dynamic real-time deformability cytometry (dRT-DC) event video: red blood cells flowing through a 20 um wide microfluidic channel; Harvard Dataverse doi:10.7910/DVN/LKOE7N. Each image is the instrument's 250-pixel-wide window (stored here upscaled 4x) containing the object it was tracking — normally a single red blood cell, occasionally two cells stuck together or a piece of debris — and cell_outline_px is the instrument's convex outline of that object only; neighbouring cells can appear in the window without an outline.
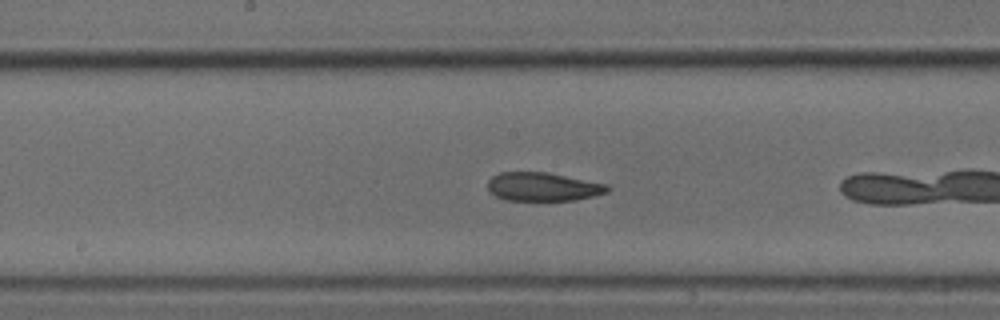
{"species": "common noctule bat (a hibernating species)", "species_latin": "Nyctalus noctula", "temperature_condition": "cold", "stored_images_in_passage": 19, "camera_frame_rate_fps": 3000, "um_per_image_px": 0.085, "animal": {"sex": "male", "body_mass_g": 18.8}, "frame": {"image": 1, "passage_image": 11, "time_ms": 3.333, "image_size_px": [1000, 320], "cell_outline_px": [[612, 188], [608, 192], [576, 200], [504, 200], [488, 192], [488, 180], [492, 176], [500, 172], [548, 172], [608, 184]], "centroid_in_image_um": [46.15, 15.87], "position_along_channel_um": 202.0, "area_um2": 20.11}}
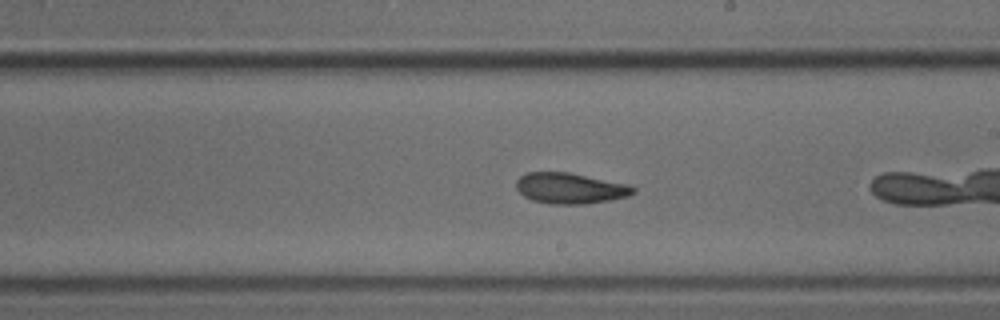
{"frame": {"image": 2, "passage_image": 14, "time_ms": 4.333, "image_size_px": [1000, 320], "cell_outline_px": [[636, 192], [628, 196], [608, 200], [584, 204], [548, 204], [532, 200], [524, 196], [516, 188], [516, 180], [520, 176], [528, 172], [568, 172], [628, 184], [636, 188]], "centroid_in_image_um": [48.45, 16.0], "position_along_channel_um": 240.5, "area_um2": 20.98}}